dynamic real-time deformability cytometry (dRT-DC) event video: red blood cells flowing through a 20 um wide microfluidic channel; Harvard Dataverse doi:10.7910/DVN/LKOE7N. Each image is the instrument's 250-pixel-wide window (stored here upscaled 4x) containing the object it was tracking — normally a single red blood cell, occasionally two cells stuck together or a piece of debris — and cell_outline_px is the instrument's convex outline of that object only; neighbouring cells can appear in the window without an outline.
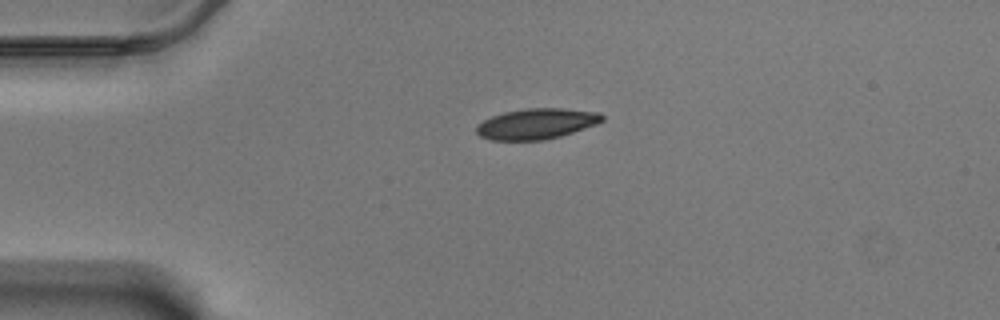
{"species": "Egyptian fruit bat (a non-hibernating species)", "species_latin": "Rousettus aegyptiacus", "temperature_condition": "warm", "stored_images_in_passage": 46, "camera_frame_rate_fps": 3000, "um_per_image_px": 0.085, "animal": {"sex": "male"}, "frame": {"image": 1, "passage_image": 1, "time_ms": 0.0, "image_size_px": [1000, 320], "cell_outline_px": [[604, 120], [596, 124], [560, 136], [544, 140], [492, 140], [480, 136], [476, 132], [476, 124], [492, 116], [504, 112], [524, 108], [564, 108], [600, 112], [604, 116]], "centroid_in_image_um": [45.6, 10.51], "position_along_channel_um": 39.4, "area_um2": 22.48}}
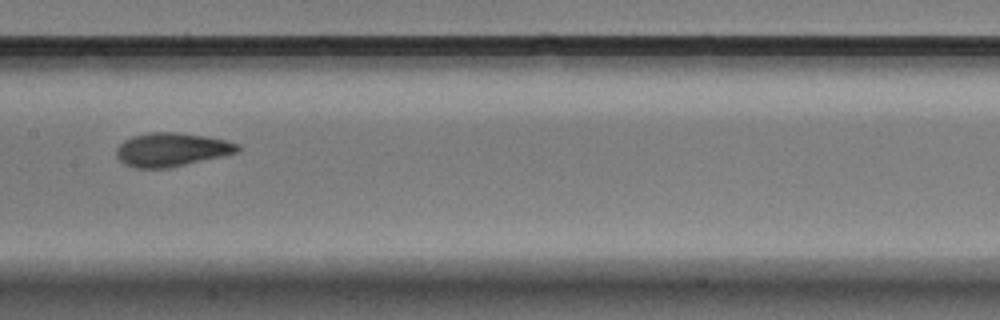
{"frame": {"image": 2, "passage_image": 17, "time_ms": 5.333, "image_size_px": [1000, 320], "cell_outline_px": [[240, 152], [168, 168], [136, 168], [124, 164], [116, 156], [116, 148], [124, 140], [132, 136], [148, 132], [176, 132], [224, 140], [240, 144]], "centroid_in_image_um": [14.56, 12.72], "position_along_channel_um": 192.8, "area_um2": 23.64}}
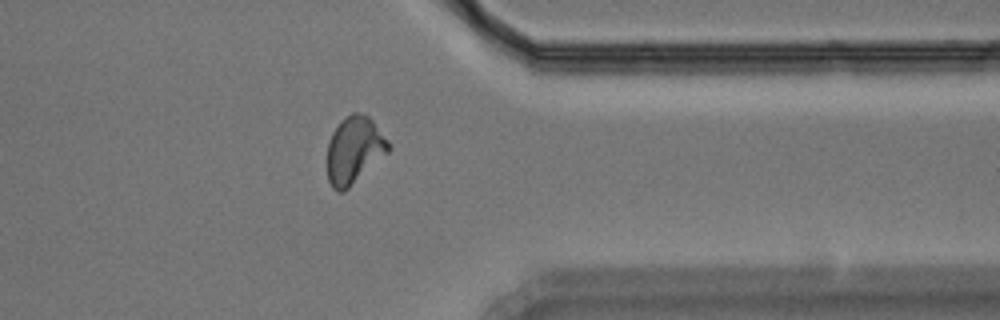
{"frame": {"image": 3, "passage_image": 34, "time_ms": 11.0, "image_size_px": [1000, 320], "cell_outline_px": [[392, 148], [388, 152], [344, 192], [336, 192], [332, 188], [328, 180], [328, 140], [332, 132], [352, 112], [360, 112], [368, 116], [372, 120], [388, 140]], "centroid_in_image_um": [30.11, 12.78], "position_along_channel_um": 381.3, "area_um2": 23.7}, "authors_computed_cell_mechanics": {"area_um2": 23.12, "velocity_mm_per_s": 3.4578, "shape_relaxation_time_tau1_ms": 5.6674, "shape_relaxation_time_tau2_ms": 1.801, "deformation_change_tau1": 0.189, "deformation_change_tau2": 0.0709}}